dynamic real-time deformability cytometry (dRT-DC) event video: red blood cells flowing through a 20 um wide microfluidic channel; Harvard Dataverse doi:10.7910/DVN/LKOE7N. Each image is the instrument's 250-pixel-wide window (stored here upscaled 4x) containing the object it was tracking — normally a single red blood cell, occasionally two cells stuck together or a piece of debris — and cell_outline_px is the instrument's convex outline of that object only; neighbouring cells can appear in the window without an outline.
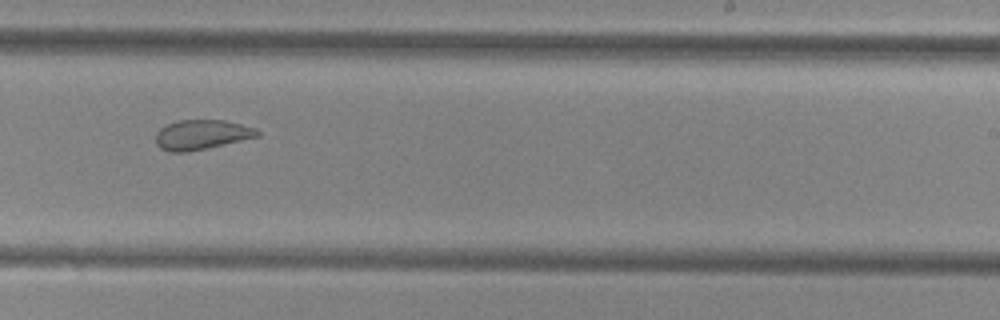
{"species": "common noctule bat (a hibernating species)", "species_latin": "Nyctalus noctula", "temperature_condition": "cold", "stored_images_in_passage": 10, "camera_frame_rate_fps": 3000, "um_per_image_px": 0.085, "animal": {"sex": "female", "body_mass_g": 29.2, "forearm_length_mm": 56.3}, "frame": {"image": 1, "passage_image": 10, "time_ms": 11.333, "image_size_px": [1000, 320], "cell_outline_px": [[260, 136], [188, 152], [168, 152], [160, 148], [156, 144], [156, 132], [160, 128], [168, 124], [180, 120], [224, 120], [256, 128], [260, 132]], "centroid_in_image_um": [17.12, 11.45], "position_along_channel_um": 271.9, "area_um2": 17.57}}